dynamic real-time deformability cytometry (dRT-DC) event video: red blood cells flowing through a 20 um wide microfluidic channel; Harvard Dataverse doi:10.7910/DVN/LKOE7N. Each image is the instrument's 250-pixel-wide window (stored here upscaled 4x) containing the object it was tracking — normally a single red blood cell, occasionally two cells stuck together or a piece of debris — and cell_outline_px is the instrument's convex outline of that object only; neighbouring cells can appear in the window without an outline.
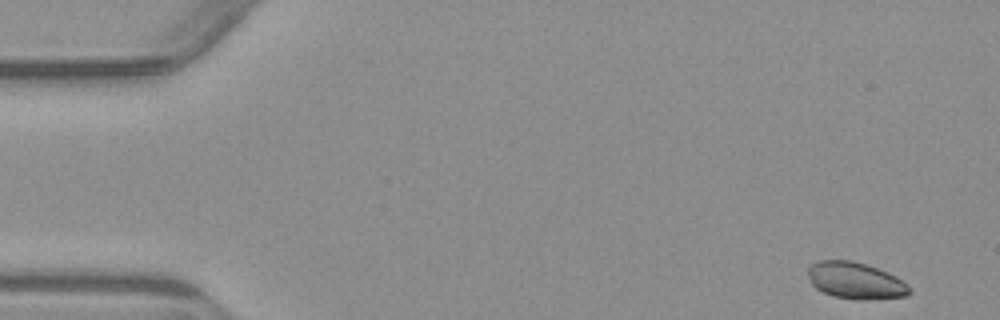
{"species": "common noctule bat (a hibernating species)", "species_latin": "Nyctalus noctula", "temperature_condition": "warm", "stored_images_in_passage": 4, "camera_frame_rate_fps": 3000, "um_per_image_px": 0.085, "animal": {"sex": "male", "body_mass_g": 23.1, "forearm_length_mm": 52.7}, "frame": {"image": 1, "passage_image": 1, "time_ms": 0.0, "image_size_px": [1000, 320], "cell_outline_px": [[912, 292], [908, 296], [864, 300], [860, 300], [832, 296], [816, 288], [812, 284], [808, 276], [808, 268], [812, 264], [820, 260], [852, 260], [876, 268], [896, 276], [908, 284]], "centroid_in_image_um": [72.74, 23.86], "position_along_channel_um": 12.3, "area_um2": 21.68}}
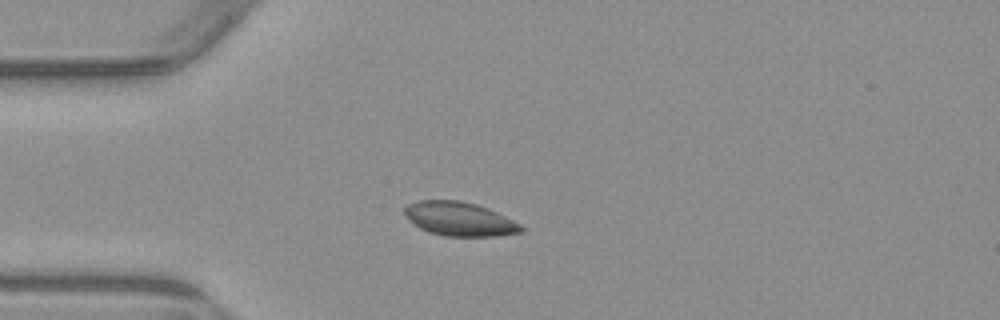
{"frame": {"image": 2, "passage_image": 4, "time_ms": 3.667, "image_size_px": [1000, 320], "cell_outline_px": [[524, 232], [496, 236], [444, 236], [428, 232], [412, 224], [408, 220], [404, 212], [404, 208], [408, 204], [420, 200], [460, 200], [476, 204], [488, 208], [520, 224], [524, 228]], "centroid_in_image_um": [39.04, 18.61], "position_along_channel_um": 46.0, "area_um2": 23.12}}